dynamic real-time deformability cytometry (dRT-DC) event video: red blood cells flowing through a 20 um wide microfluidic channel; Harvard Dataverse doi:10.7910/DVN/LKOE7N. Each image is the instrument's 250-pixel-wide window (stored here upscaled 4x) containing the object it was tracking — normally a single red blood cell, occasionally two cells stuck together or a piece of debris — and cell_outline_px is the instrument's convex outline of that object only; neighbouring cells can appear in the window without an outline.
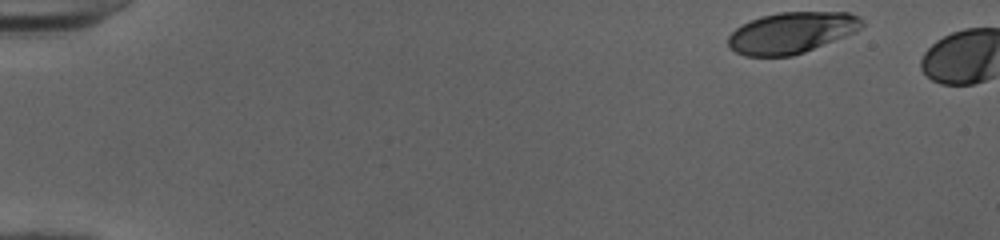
{"species": "human", "species_latin": "Homo sapiens", "temperature_condition": "cold", "stored_images_in_passage": 4, "camera_frame_rate_fps": 3000, "um_per_image_px": 0.085, "donor": {"sex": "female"}, "frame": {"image": 1, "passage_image": 1, "time_ms": 0.0, "image_size_px": [1000, 240], "cell_outline_px": [[864, 24], [856, 32], [804, 52], [792, 56], [744, 56], [728, 48], [728, 36], [740, 24], [760, 16], [780, 12], [848, 12], [860, 16], [864, 20]], "centroid_in_image_um": [67.27, 2.77], "position_along_channel_um": 17.7, "area_um2": 32.37}}